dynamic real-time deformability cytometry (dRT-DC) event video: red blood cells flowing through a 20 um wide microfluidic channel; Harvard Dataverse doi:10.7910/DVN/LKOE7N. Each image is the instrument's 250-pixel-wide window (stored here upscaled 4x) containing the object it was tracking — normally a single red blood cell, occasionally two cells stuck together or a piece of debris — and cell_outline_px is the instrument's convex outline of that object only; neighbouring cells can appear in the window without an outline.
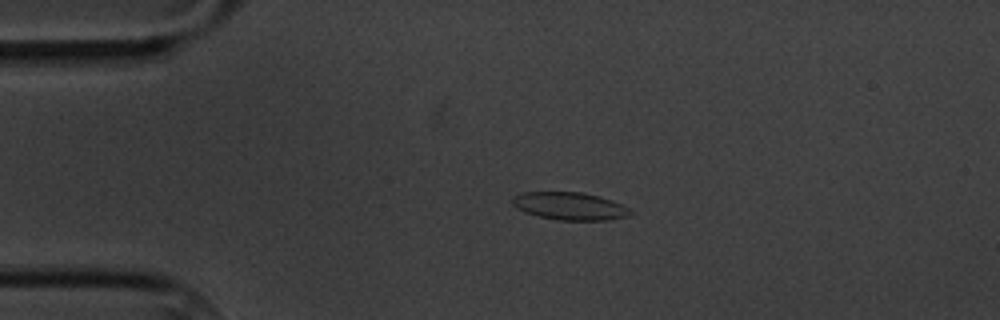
{"species": "common noctule bat (a hibernating species)", "species_latin": "Nyctalus noctula", "temperature_condition": "cold", "stored_images_in_passage": 16, "camera_frame_rate_fps": 3000, "um_per_image_px": 0.085, "animal": {"sex": "male", "body_mass_g": 20.1, "forearm_length_mm": 53.5}, "frame": {"image": 1, "passage_image": 4, "time_ms": 3.333, "image_size_px": [1000, 320], "cell_outline_px": [[632, 212], [628, 216], [608, 220], [556, 220], [524, 212], [516, 208], [512, 204], [512, 196], [524, 192], [584, 192], [612, 200], [628, 208]], "centroid_in_image_um": [48.4, 17.51], "position_along_channel_um": 36.6, "area_um2": 19.02}}
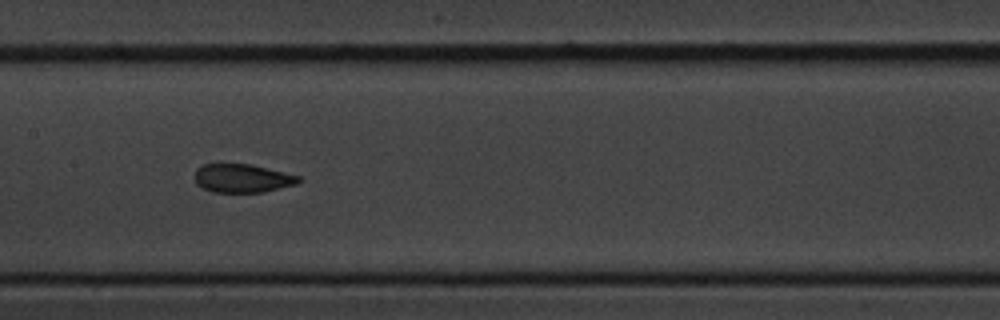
{"frame": {"image": 2, "passage_image": 8, "time_ms": 8.667, "image_size_px": [1000, 320], "cell_outline_px": [[304, 180], [296, 184], [264, 192], [212, 192], [196, 184], [196, 168], [204, 164], [252, 164], [300, 176]], "centroid_in_image_um": [20.63, 15.15], "position_along_channel_um": 186.8, "area_um2": 17.28}}
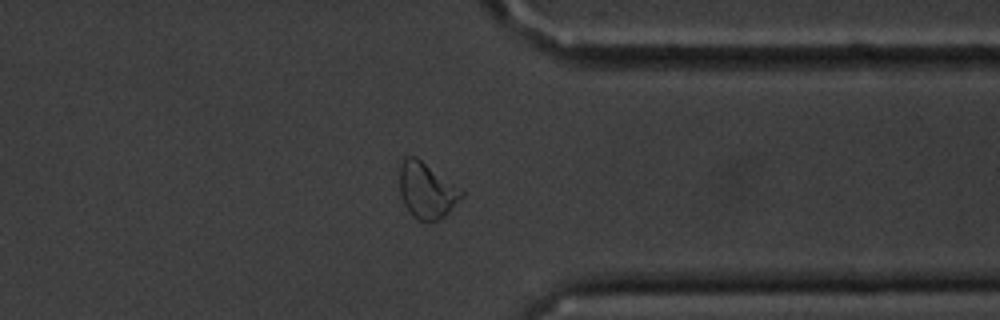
{"frame": {"image": 3, "passage_image": 13, "time_ms": 14.333, "image_size_px": [1000, 320], "cell_outline_px": [[464, 196], [444, 216], [436, 220], [420, 220], [404, 204], [400, 192], [396, 164], [404, 156], [416, 156], [464, 188]], "centroid_in_image_um": [36.26, 16.08], "position_along_channel_um": 375.1, "area_um2": 20.75}, "authors_computed_cell_mechanics": {"area_um2": 19.1318, "velocity_mm_per_s": 3.3976, "shape_relaxation_time_tau1_ms": 6.1626, "shape_relaxation_time_tau2_ms": 0.8537, "deformation_change_tau1": 0.1365, "deformation_change_tau2": 0.0626}}